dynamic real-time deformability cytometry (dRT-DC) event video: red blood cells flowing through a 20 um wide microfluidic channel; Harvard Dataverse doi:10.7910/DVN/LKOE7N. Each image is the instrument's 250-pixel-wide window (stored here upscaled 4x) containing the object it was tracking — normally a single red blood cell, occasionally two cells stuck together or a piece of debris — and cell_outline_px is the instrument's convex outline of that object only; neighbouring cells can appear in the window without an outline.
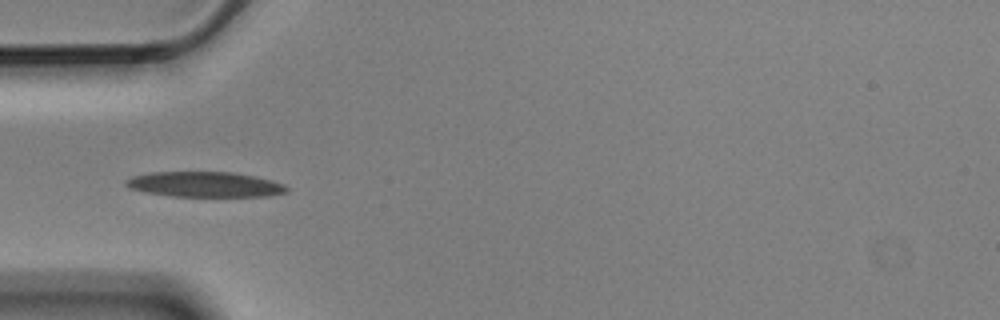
{"species": "Egyptian fruit bat (a non-hibernating species)", "species_latin": "Rousettus aegyptiacus", "temperature_condition": "cold", "stored_images_in_passage": 14, "camera_frame_rate_fps": 3000, "um_per_image_px": 0.085, "animal": {"sex": "male"}, "frame": {"image": 1, "passage_image": 4, "time_ms": 1.0, "image_size_px": [1000, 320], "cell_outline_px": [[288, 192], [268, 196], [172, 196], [148, 192], [128, 188], [124, 184], [124, 180], [132, 176], [152, 172], [232, 172], [256, 176], [272, 180], [284, 184], [288, 188]], "centroid_in_image_um": [17.42, 15.67], "position_along_channel_um": 67.6, "area_um2": 23.7}}
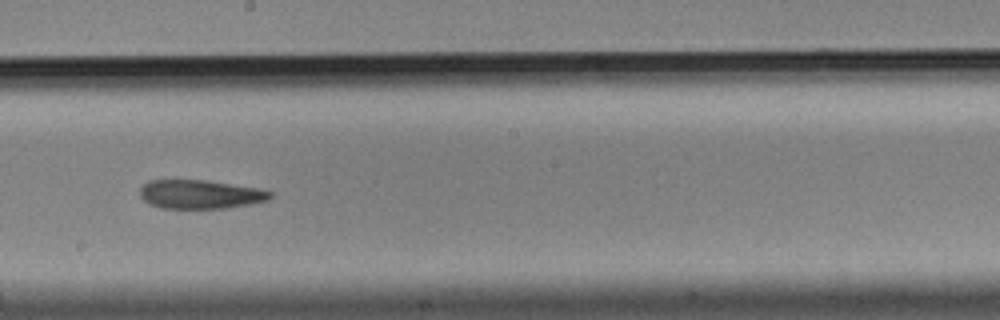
{"frame": {"image": 2, "passage_image": 8, "time_ms": 2.333, "image_size_px": [1000, 320], "cell_outline_px": [[272, 196], [268, 200], [248, 204], [224, 208], [160, 208], [148, 204], [140, 196], [140, 188], [148, 180], [208, 180], [260, 188], [272, 192]], "centroid_in_image_um": [17.0, 16.51], "position_along_channel_um": 231.2, "area_um2": 21.96}}
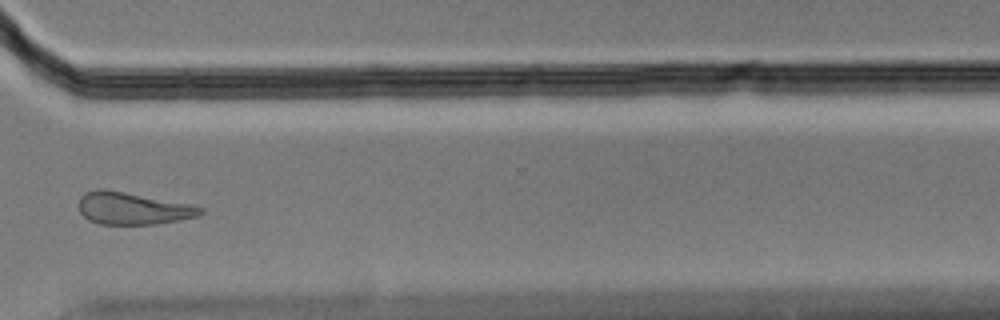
{"frame": {"image": 3, "passage_image": 11, "time_ms": 3.333, "image_size_px": [1000, 320], "cell_outline_px": [[204, 212], [196, 216], [180, 220], [156, 224], [100, 224], [88, 220], [80, 212], [76, 204], [80, 196], [84, 192], [100, 188], [104, 188], [188, 204], [204, 208]], "centroid_in_image_um": [11.2, 17.71], "position_along_channel_um": 359.4, "area_um2": 22.89}}